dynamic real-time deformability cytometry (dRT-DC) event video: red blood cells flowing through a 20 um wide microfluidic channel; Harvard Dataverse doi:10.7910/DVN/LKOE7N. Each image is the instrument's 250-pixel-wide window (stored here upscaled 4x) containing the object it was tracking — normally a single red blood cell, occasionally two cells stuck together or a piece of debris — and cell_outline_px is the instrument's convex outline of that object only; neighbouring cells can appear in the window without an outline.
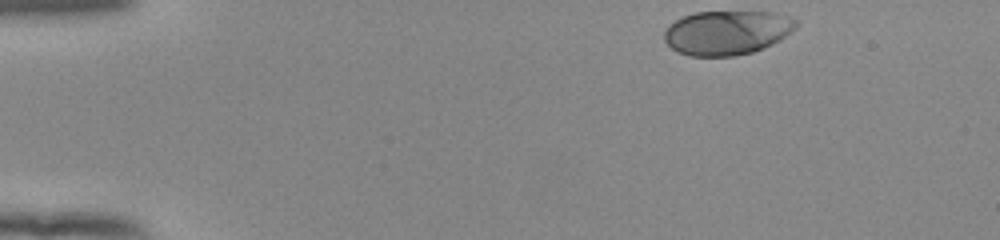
{"species": "human", "species_latin": "Homo sapiens", "temperature_condition": "room temperature", "stored_images_in_passage": 40, "camera_frame_rate_fps": 3000, "um_per_image_px": 0.085, "donor": {"sex": "female"}, "frame": {"image": 1, "passage_image": 1, "time_ms": 0.0, "image_size_px": [1000, 240], "cell_outline_px": [[800, 20], [796, 28], [780, 40], [764, 48], [752, 52], [732, 56], [688, 56], [676, 52], [664, 40], [664, 32], [668, 24], [684, 16], [696, 12], [776, 12], [792, 16]], "centroid_in_image_um": [61.83, 2.76], "position_along_channel_um": 23.2, "area_um2": 34.39}}
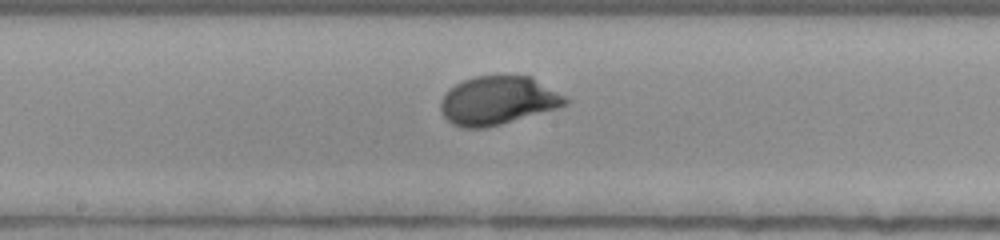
{"frame": {"image": 2, "passage_image": 23, "time_ms": 7.333, "image_size_px": [1000, 240], "cell_outline_px": [[568, 104], [560, 108], [500, 124], [484, 128], [460, 128], [452, 124], [444, 116], [440, 108], [440, 100], [444, 92], [448, 88], [472, 76], [532, 76], [564, 96], [568, 100]], "centroid_in_image_um": [42.29, 8.55], "position_along_channel_um": 205.9, "area_um2": 35.37}}
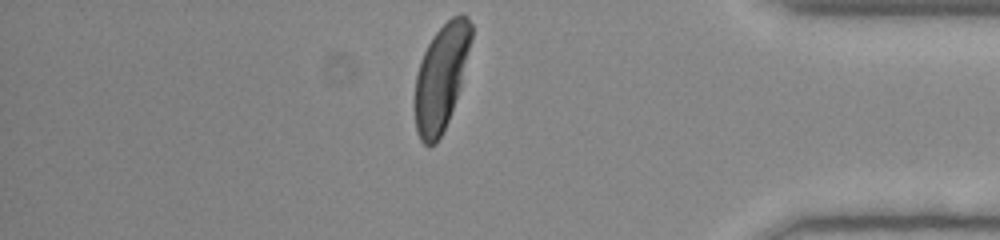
{"frame": {"image": 3, "passage_image": 40, "time_ms": 13.0, "image_size_px": [1000, 240], "cell_outline_px": [[472, 36], [460, 88], [448, 120], [436, 144], [428, 148], [420, 140], [416, 132], [416, 76], [420, 60], [432, 36], [452, 16], [460, 12], [468, 16], [472, 24]], "centroid_in_image_um": [37.51, 6.54], "position_along_channel_um": 397.7, "area_um2": 34.45}, "authors_computed_cell_mechanics": {"area_um2": 34.9979, "velocity_mm_per_s": 3.8361, "shape_relaxation_time_tau1_ms": 3.0678, "shape_relaxation_time_tau2_ms": null, "deformation_change_tau1": 0.1955, "deformation_change_tau2": null}}